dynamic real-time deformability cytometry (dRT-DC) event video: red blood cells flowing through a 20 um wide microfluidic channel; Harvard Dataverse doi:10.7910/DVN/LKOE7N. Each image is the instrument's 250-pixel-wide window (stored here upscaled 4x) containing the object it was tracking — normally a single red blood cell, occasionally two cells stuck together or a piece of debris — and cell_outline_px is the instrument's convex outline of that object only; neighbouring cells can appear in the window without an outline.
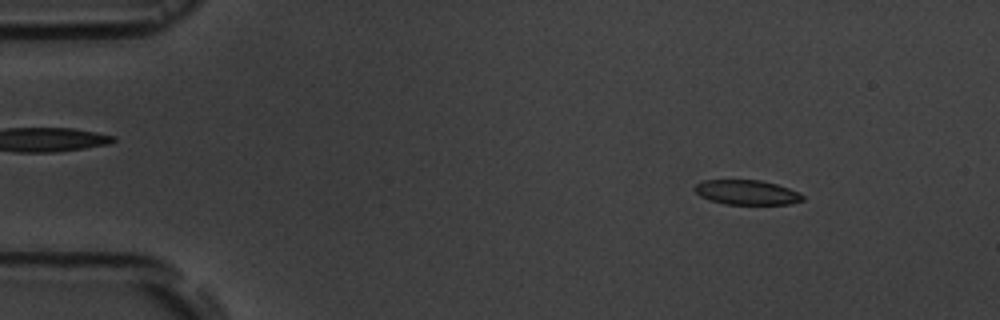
{"species": "common noctule bat (a hibernating species)", "species_latin": "Nyctalus noctula", "temperature_condition": "room temperature", "stored_images_in_passage": 4, "camera_frame_rate_fps": 3000, "um_per_image_px": 0.085, "animal": {"sex": "male", "body_mass_g": 19.5, "forearm_length_mm": 54.6}, "frame": {"image": 1, "passage_image": 2, "time_ms": 1.0, "image_size_px": [1000, 320], "cell_outline_px": [[804, 200], [788, 204], [724, 204], [700, 196], [692, 188], [696, 184], [704, 180], [760, 180], [776, 184], [800, 192], [804, 196]], "centroid_in_image_um": [63.48, 16.35], "position_along_channel_um": 21.5, "area_um2": 15.49}}